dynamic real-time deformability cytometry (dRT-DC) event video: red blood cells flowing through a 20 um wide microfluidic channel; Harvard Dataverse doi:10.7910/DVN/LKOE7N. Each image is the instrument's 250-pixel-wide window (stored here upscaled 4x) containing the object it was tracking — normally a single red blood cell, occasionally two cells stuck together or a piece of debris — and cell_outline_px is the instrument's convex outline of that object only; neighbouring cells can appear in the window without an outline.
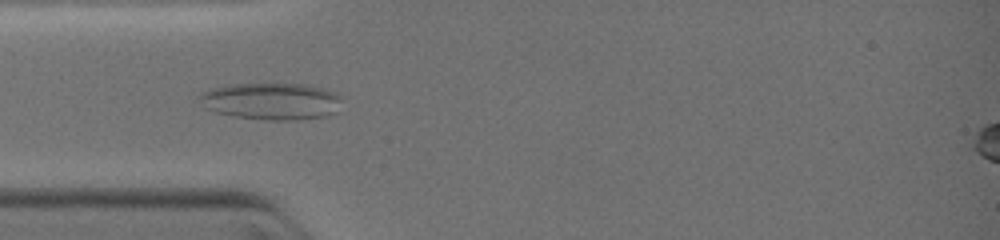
{"species": "common noctule bat (a hibernating species)", "species_latin": "Nyctalus noctula", "temperature_condition": "warm", "stored_images_in_passage": 28, "segment_of_instrument_passage": [1, 2], "camera_frame_rate_fps": 3000, "um_per_image_px": 0.085, "animal": {"sex": "female", "body_mass_g": 19.0, "forearm_length_mm": 51.5}, "frame": {"image": 1, "passage_image": 10, "time_ms": 3.0, "image_size_px": [1000, 240], "cell_outline_px": [[340, 100], [336, 112], [328, 116], [296, 120], [268, 120], [232, 116], [216, 112], [204, 108], [196, 96], [212, 88], [232, 84], [304, 84], [324, 88], [336, 92], [340, 96]], "centroid_in_image_um": [23.05, 8.61], "position_along_channel_um": 61.9, "area_um2": 30.81}}
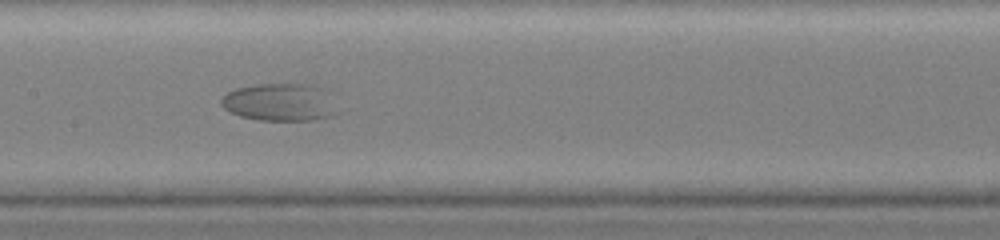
{"frame": {"image": 2, "passage_image": 18, "time_ms": 5.667, "image_size_px": [1000, 240], "cell_outline_px": [[340, 112], [332, 116], [312, 120], [260, 120], [240, 116], [224, 108], [220, 104], [220, 100], [228, 92], [236, 88], [256, 84], [308, 84], [324, 88], [332, 92], [340, 108]], "centroid_in_image_um": [23.91, 8.68], "position_along_channel_um": 183.5, "area_um2": 26.13}}
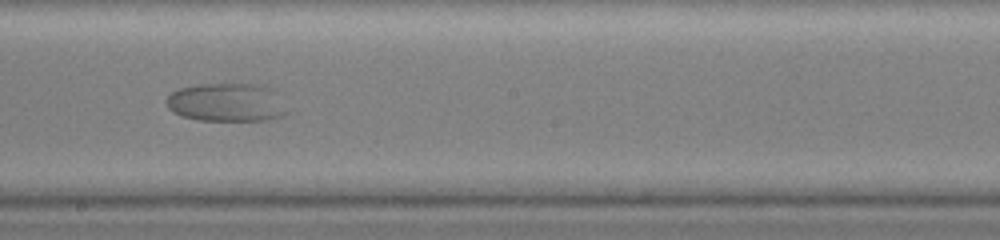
{"frame": {"image": 3, "passage_image": 21, "time_ms": 6.667, "image_size_px": [1000, 240], "cell_outline_px": [[292, 112], [284, 116], [268, 120], [200, 120], [180, 116], [172, 112], [168, 108], [164, 100], [172, 92], [180, 88], [200, 84], [268, 84], [276, 88], [292, 108]], "centroid_in_image_um": [19.43, 8.7], "position_along_channel_um": 228.8, "area_um2": 28.26}}